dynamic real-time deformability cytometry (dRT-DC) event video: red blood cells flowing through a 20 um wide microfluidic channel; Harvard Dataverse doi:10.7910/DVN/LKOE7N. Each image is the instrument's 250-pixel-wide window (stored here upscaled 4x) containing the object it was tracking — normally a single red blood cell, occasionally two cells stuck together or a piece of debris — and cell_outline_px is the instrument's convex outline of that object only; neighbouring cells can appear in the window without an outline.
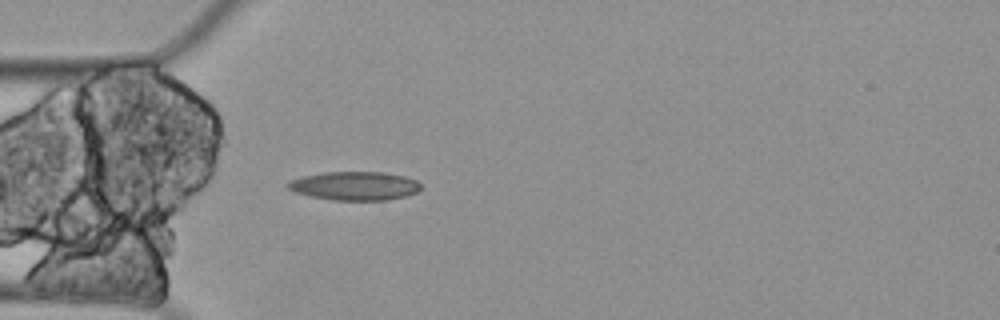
{"species": "Egyptian fruit bat (a non-hibernating species)", "species_latin": "Rousettus aegyptiacus", "temperature_condition": "cold", "stored_images_in_passage": 3, "camera_frame_rate_fps": 3000, "um_per_image_px": 0.085, "animal": {"sex": "female"}, "frame": {"image": 1, "passage_image": 3, "time_ms": 0.667, "image_size_px": [1000, 320], "cell_outline_px": [[420, 188], [416, 192], [404, 196], [388, 200], [332, 200], [308, 196], [296, 192], [288, 188], [284, 184], [292, 180], [304, 176], [324, 172], [384, 172], [404, 176], [416, 180], [420, 184]], "centroid_in_image_um": [30.13, 15.8], "position_along_channel_um": 54.9, "area_um2": 22.14}}